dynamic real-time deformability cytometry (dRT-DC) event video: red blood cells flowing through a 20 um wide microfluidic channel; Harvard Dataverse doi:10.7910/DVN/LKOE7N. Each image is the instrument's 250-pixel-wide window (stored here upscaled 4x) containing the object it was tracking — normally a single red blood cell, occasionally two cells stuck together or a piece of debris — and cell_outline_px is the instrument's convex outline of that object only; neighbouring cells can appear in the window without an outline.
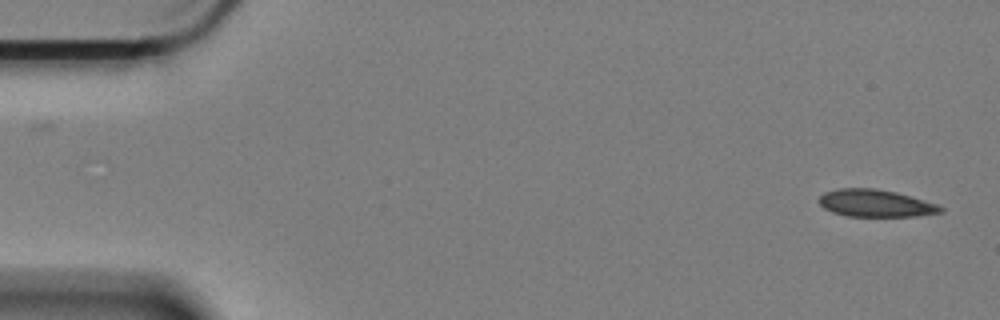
{"species": "Egyptian fruit bat (a non-hibernating species)", "species_latin": "Rousettus aegyptiacus", "temperature_condition": "cold", "stored_images_in_passage": 56, "camera_frame_rate_fps": 3000, "um_per_image_px": 0.085, "animal": {"sex": "female"}, "frame": {"image": 1, "passage_image": 1, "time_ms": 0.0, "image_size_px": [1000, 320], "cell_outline_px": [[944, 212], [916, 216], [848, 216], [832, 212], [824, 208], [820, 204], [820, 196], [824, 192], [840, 188], [876, 188], [896, 192], [912, 196], [936, 204], [944, 208]], "centroid_in_image_um": [74.44, 17.27], "position_along_channel_um": 10.6, "area_um2": 19.31}}
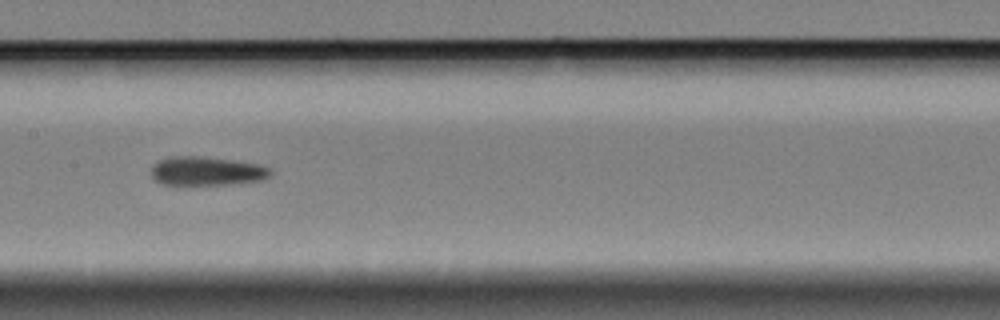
{"frame": {"image": 2, "passage_image": 28, "time_ms": 9.0, "image_size_px": [1000, 320], "cell_outline_px": [[272, 172], [268, 176], [260, 180], [228, 184], [180, 188], [160, 184], [152, 176], [152, 168], [160, 160], [172, 156], [200, 156], [232, 160], [260, 164], [272, 168]], "centroid_in_image_um": [17.52, 14.59], "position_along_channel_um": 189.9, "area_um2": 20.75}}
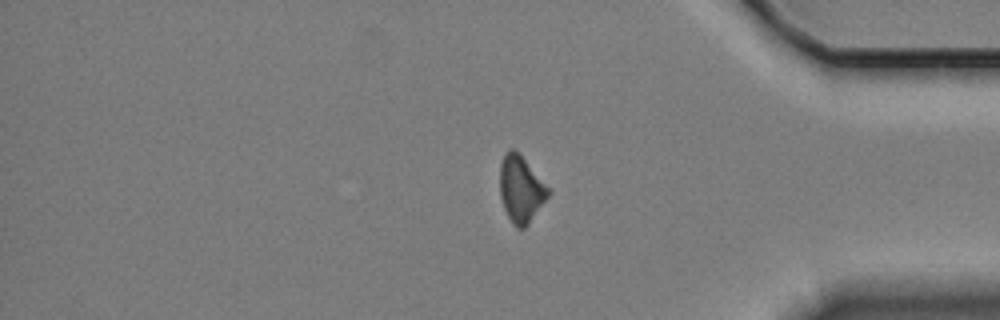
{"frame": {"image": 3, "passage_image": 48, "time_ms": 15.667, "image_size_px": [1000, 320], "cell_outline_px": [[552, 192], [528, 224], [524, 228], [516, 228], [512, 224], [504, 208], [500, 196], [500, 164], [508, 148], [512, 148], [552, 188]], "centroid_in_image_um": [44.3, 16.1], "position_along_channel_um": 390.9, "area_um2": 18.79}}